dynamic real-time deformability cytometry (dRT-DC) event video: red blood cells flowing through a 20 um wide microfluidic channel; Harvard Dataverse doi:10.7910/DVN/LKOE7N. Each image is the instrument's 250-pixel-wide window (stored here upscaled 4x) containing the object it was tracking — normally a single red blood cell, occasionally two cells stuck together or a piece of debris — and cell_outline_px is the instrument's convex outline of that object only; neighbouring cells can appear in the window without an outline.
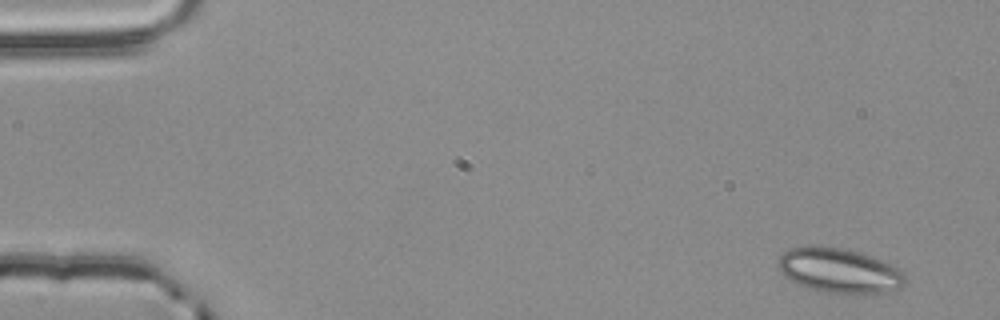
{"species": "common noctule bat (a hibernating species)", "species_latin": "Nyctalus noctula", "temperature_condition": "room temperature", "stored_images_in_passage": 4, "camera_frame_rate_fps": 3000, "um_per_image_px": 0.085, "animal": {"sex": "male", "body_mass_g": 20.4}, "frame": {"image": 1, "passage_image": 1, "time_ms": 0.0, "image_size_px": [1000, 320], "cell_outline_px": [[908, 280], [900, 288], [872, 296], [860, 296], [828, 292], [812, 288], [800, 284], [784, 276], [776, 264], [780, 256], [784, 252], [792, 248], [840, 248], [856, 252], [892, 264], [900, 268], [904, 272]], "centroid_in_image_um": [71.45, 23.07], "position_along_channel_um": 13.6, "area_um2": 32.95}}